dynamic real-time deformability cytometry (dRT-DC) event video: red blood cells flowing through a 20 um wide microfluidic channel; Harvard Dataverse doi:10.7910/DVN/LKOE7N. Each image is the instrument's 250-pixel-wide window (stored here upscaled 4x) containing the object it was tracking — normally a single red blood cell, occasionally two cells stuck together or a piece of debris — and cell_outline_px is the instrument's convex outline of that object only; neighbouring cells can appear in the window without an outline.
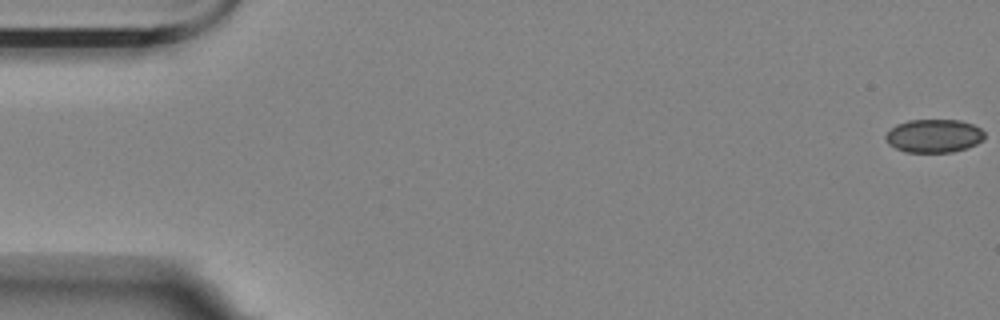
{"species": "Egyptian fruit bat (a non-hibernating species)", "species_latin": "Rousettus aegyptiacus", "temperature_condition": "room temperature", "stored_images_in_passage": 10, "camera_frame_rate_fps": 3000, "um_per_image_px": 0.085, "animal": {"sex": "female"}, "frame": {"image": 1, "passage_image": 1, "time_ms": 0.0, "image_size_px": [1000, 320], "cell_outline_px": [[984, 140], [968, 148], [952, 152], [904, 152], [888, 144], [884, 136], [896, 124], [908, 120], [960, 120], [972, 124], [980, 128], [984, 132]], "centroid_in_image_um": [79.39, 11.55], "position_along_channel_um": 5.6, "area_um2": 19.31}}